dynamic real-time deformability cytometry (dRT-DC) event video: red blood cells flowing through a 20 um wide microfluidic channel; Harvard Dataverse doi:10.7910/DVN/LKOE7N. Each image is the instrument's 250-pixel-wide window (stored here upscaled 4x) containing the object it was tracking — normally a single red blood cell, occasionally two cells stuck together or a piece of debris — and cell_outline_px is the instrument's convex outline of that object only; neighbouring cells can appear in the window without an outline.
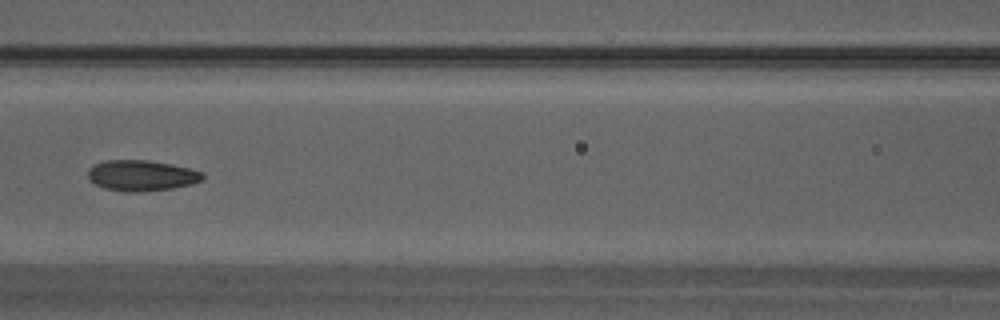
{"species": "Egyptian fruit bat (a non-hibernating species)", "species_latin": "Rousettus aegyptiacus", "temperature_condition": "warm", "stored_images_in_passage": 42, "camera_frame_rate_fps": 3000, "um_per_image_px": 0.085, "animal": {"sex": "male"}, "frame": {"image": 1, "passage_image": 18, "time_ms": 5.667, "image_size_px": [1000, 320], "cell_outline_px": [[204, 180], [192, 184], [172, 188], [140, 192], [124, 192], [104, 188], [88, 180], [88, 168], [104, 160], [144, 160], [168, 164], [188, 168], [204, 172]], "centroid_in_image_um": [12.02, 14.93], "position_along_channel_um": 154.6, "area_um2": 20.58}, "authors_computed_cell_mechanics": {"area_um2": 20.1433, "velocity_mm_per_s": 4.2162, "shape_relaxation_time_tau1_ms": 3.6902, "shape_relaxation_time_tau2_ms": 1.7904, "deformation_change_tau1": 0.112, "deformation_change_tau2": 0.0682}}